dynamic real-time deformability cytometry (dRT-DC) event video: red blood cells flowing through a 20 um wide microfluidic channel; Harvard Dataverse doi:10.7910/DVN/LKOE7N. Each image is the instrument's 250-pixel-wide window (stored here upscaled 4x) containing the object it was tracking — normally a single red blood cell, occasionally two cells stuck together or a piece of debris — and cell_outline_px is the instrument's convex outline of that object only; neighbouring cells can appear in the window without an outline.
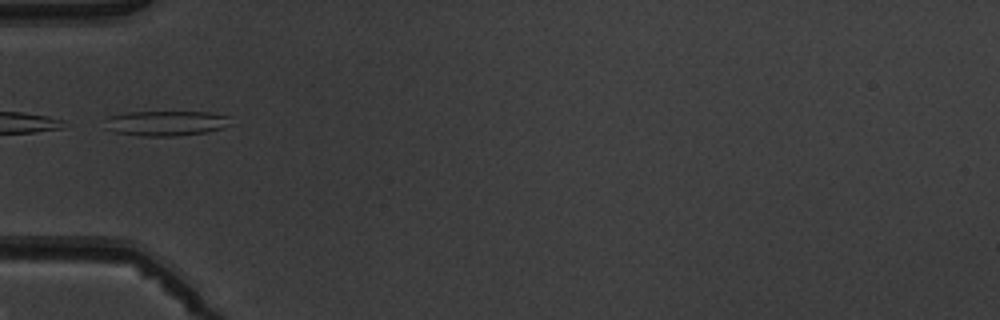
{"species": "common noctule bat (a hibernating species)", "species_latin": "Nyctalus noctula", "temperature_condition": "warm", "stored_images_in_passage": 3, "camera_frame_rate_fps": 3000, "um_per_image_px": 0.085, "animal": {"sex": "male", "body_mass_g": 19.5, "forearm_length_mm": 54.6}, "frame": {"image": 1, "passage_image": 3, "time_ms": 2.333, "image_size_px": [1000, 320], "cell_outline_px": [[232, 124], [224, 128], [208, 132], [176, 136], [140, 136], [112, 132], [104, 128], [108, 116], [128, 112], [208, 112], [232, 116]], "centroid_in_image_um": [14.15, 10.48], "position_along_channel_um": 70.8, "area_um2": 18.79}}